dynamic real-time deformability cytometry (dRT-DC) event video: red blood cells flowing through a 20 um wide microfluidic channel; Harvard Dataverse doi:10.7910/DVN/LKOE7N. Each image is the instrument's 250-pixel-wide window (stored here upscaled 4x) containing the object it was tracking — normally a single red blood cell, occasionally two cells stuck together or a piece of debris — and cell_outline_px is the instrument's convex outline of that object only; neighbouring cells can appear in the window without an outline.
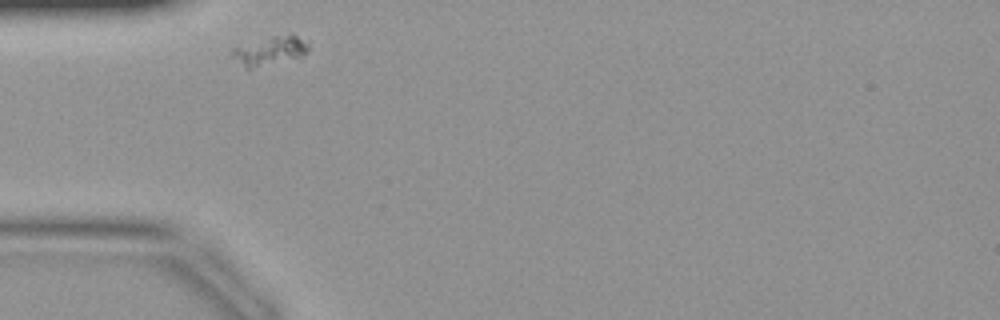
{"species": "common noctule bat (a hibernating species)", "species_latin": "Nyctalus noctula", "temperature_condition": "warm", "stored_images_in_passage": 23, "camera_frame_rate_fps": 3000, "um_per_image_px": 0.085, "animal": {"sex": "female", "body_mass_g": 19.9}, "frame": {"image": 1, "passage_image": 1, "time_ms": 0.0, "image_size_px": [1000, 320], "cell_outline_px": [[308, 52], [300, 56], [248, 72], [232, 56], [232, 52], [236, 48], [276, 36], [292, 32], [308, 44]], "centroid_in_image_um": [22.96, 4.38], "position_along_channel_um": 62.0, "area_um2": 12.66}}
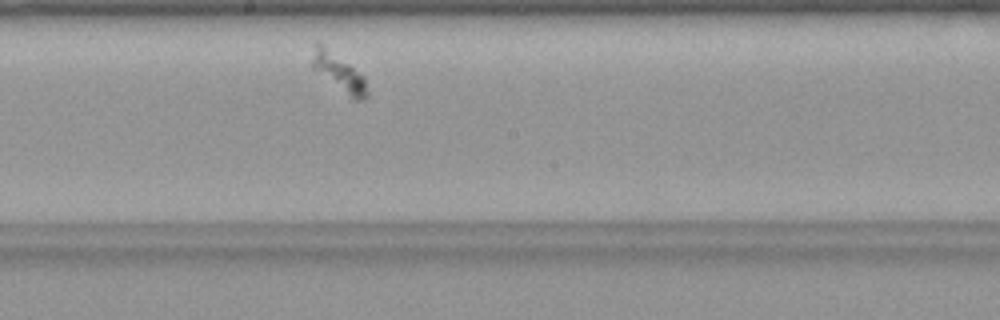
{"frame": {"image": 2, "passage_image": 12, "time_ms": 3.667, "image_size_px": [1000, 320], "cell_outline_px": [[368, 96], [364, 100], [352, 100], [312, 68], [312, 60], [316, 40], [324, 44], [364, 76], [368, 92]], "centroid_in_image_um": [28.82, 6.18], "position_along_channel_um": 219.4, "area_um2": 12.14}}
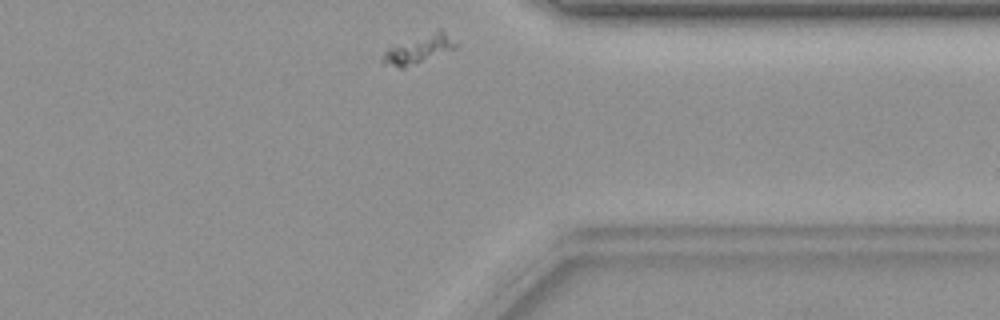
{"frame": {"image": 3, "passage_image": 23, "time_ms": 7.333, "image_size_px": [1000, 320], "cell_outline_px": [[460, 44], [456, 48], [404, 68], [400, 68], [384, 64], [384, 52], [388, 48], [440, 28]], "centroid_in_image_um": [35.66, 4.17], "position_along_channel_um": 375.7, "area_um2": 11.79}}